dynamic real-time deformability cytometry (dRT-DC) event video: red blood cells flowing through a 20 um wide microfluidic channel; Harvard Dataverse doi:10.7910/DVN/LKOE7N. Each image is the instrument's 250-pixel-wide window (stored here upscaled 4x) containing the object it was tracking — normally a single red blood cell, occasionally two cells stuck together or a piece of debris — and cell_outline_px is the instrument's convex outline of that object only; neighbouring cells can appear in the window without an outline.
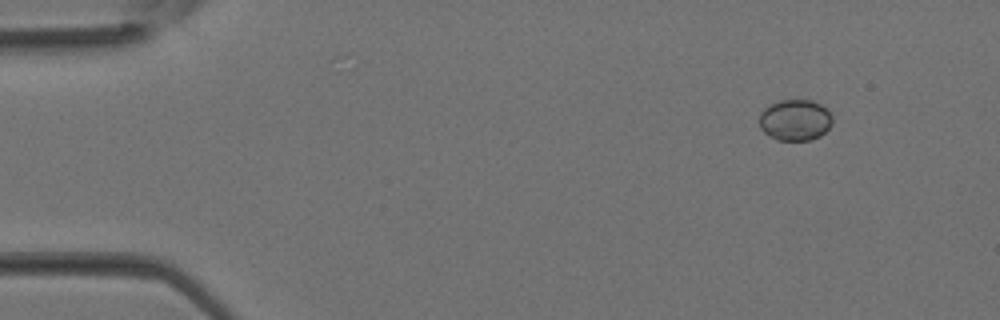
{"species": "Egyptian fruit bat (a non-hibernating species)", "species_latin": "Rousettus aegyptiacus", "temperature_condition": "room temperature", "stored_images_in_passage": 34, "camera_frame_rate_fps": 3000, "um_per_image_px": 0.085, "animal": {"sex": "female"}, "frame": {"image": 1, "passage_image": 1, "time_ms": 0.0, "image_size_px": [1000, 320], "cell_outline_px": [[832, 124], [820, 136], [812, 140], [776, 140], [764, 132], [760, 128], [760, 112], [764, 108], [780, 100], [812, 100], [820, 104], [832, 116]], "centroid_in_image_um": [67.58, 10.21], "position_along_channel_um": 17.4, "area_um2": 17.46}}
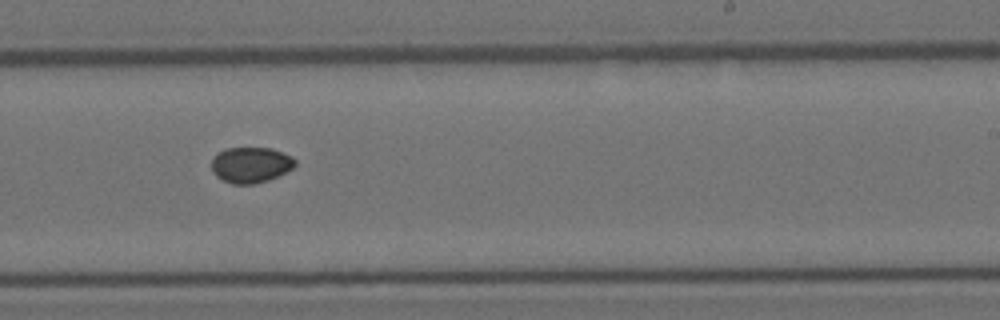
{"frame": {"image": 2, "passage_image": 20, "time_ms": 6.333, "image_size_px": [1000, 320], "cell_outline_px": [[296, 164], [292, 168], [268, 180], [252, 184], [232, 184], [216, 176], [212, 172], [212, 160], [224, 148], [272, 148], [292, 156], [296, 160]], "centroid_in_image_um": [21.32, 14.01], "position_along_channel_um": 267.7, "area_um2": 17.22}}
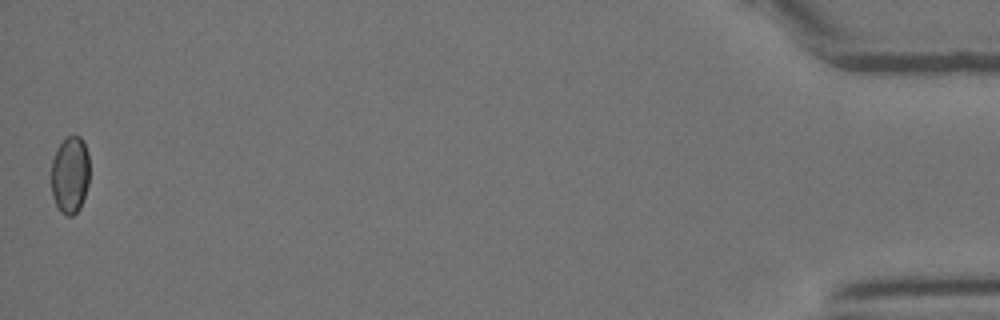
{"frame": {"image": 3, "passage_image": 34, "time_ms": 11.0, "image_size_px": [1000, 320], "cell_outline_px": [[88, 184], [80, 208], [72, 216], [64, 216], [60, 212], [52, 196], [52, 160], [56, 148], [68, 136], [80, 136], [84, 140], [88, 152]], "centroid_in_image_um": [5.95, 14.86], "position_along_channel_um": 429.2, "area_um2": 17.28}}